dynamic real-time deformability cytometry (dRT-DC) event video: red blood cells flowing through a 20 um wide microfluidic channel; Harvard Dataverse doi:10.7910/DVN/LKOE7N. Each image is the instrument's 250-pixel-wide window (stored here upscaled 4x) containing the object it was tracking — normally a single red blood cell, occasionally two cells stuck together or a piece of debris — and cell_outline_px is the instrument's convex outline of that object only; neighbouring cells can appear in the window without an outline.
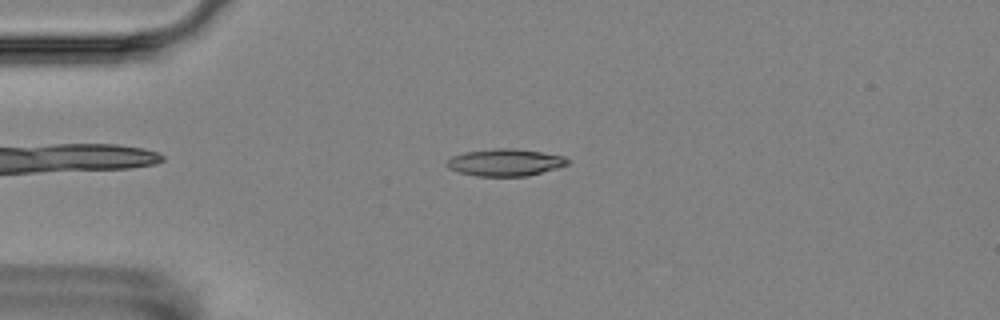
{"species": "Egyptian fruit bat (a non-hibernating species)", "species_latin": "Rousettus aegyptiacus", "temperature_condition": "room temperature", "stored_images_in_passage": 15, "camera_frame_rate_fps": 3000, "um_per_image_px": 0.085, "animal": {"sex": "female"}, "frame": {"image": 1, "passage_image": 4, "time_ms": 3.333, "image_size_px": [1000, 320], "cell_outline_px": [[568, 164], [556, 168], [528, 176], [476, 176], [456, 172], [448, 168], [444, 164], [452, 156], [464, 152], [496, 148], [512, 148], [540, 152], [564, 156], [568, 160]], "centroid_in_image_um": [42.88, 13.81], "position_along_channel_um": 42.1, "area_um2": 19.07}}
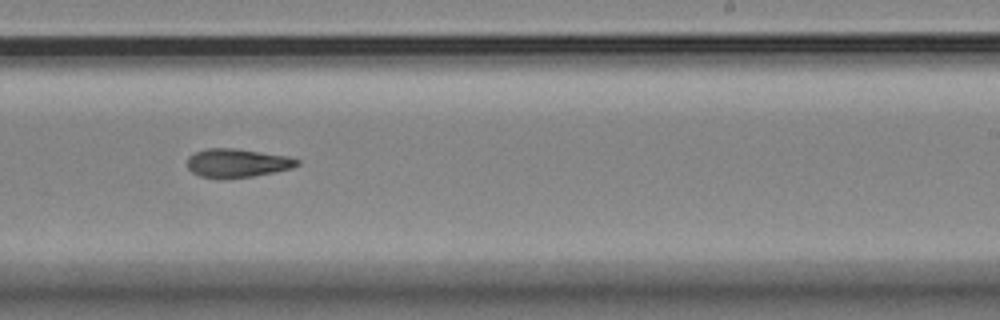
{"frame": {"image": 2, "passage_image": 10, "time_ms": 10.333, "image_size_px": [1000, 320], "cell_outline_px": [[300, 164], [292, 168], [252, 176], [200, 176], [192, 172], [188, 168], [188, 156], [196, 152], [208, 148], [236, 148], [288, 156], [300, 160]], "centroid_in_image_um": [20.2, 13.81], "position_along_channel_um": 268.8, "area_um2": 17.74}}
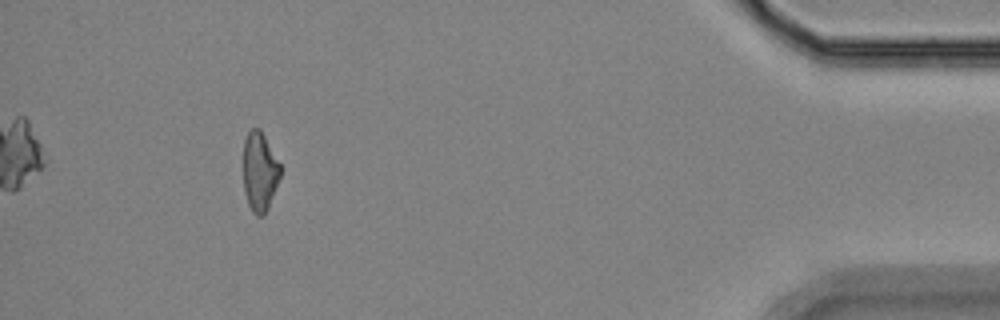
{"frame": {"image": 3, "passage_image": 14, "time_ms": 16.0, "image_size_px": [1000, 320], "cell_outline_px": [[280, 176], [268, 208], [264, 216], [256, 216], [252, 212], [248, 204], [244, 192], [244, 140], [248, 132], [252, 128], [260, 128], [280, 164]], "centroid_in_image_um": [22.06, 14.61], "position_along_channel_um": 413.1, "area_um2": 16.99}, "authors_computed_cell_mechanics": {"area_um2": 18.3226, "velocity_mm_per_s": 3.579, "shape_relaxation_time_tau1_ms": null, "shape_relaxation_time_tau2_ms": 10.8334, "deformation_change_tau1": null, "deformation_change_tau2": 0.2404}}